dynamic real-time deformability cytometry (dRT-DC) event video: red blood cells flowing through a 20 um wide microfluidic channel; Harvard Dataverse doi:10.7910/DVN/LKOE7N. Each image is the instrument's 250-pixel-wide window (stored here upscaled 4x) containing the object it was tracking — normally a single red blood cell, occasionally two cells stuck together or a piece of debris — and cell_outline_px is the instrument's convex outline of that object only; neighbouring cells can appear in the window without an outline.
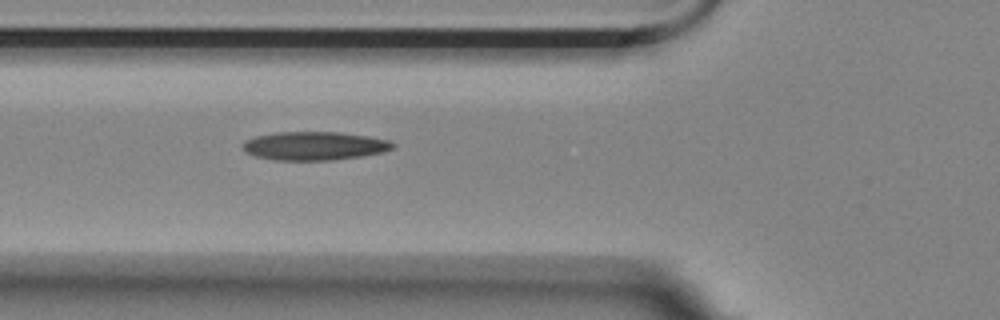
{"species": "Egyptian fruit bat (a non-hibernating species)", "species_latin": "Rousettus aegyptiacus", "temperature_condition": "room temperature", "stored_images_in_passage": 5, "segment_of_instrument_passage": [1, 2], "camera_frame_rate_fps": 3000, "um_per_image_px": 0.085, "animal": {"sex": "female"}, "frame": {"image": 1, "passage_image": 4, "time_ms": 1.0, "image_size_px": [1000, 320], "cell_outline_px": [[396, 148], [384, 152], [364, 156], [332, 160], [276, 160], [256, 156], [244, 152], [244, 140], [256, 136], [276, 132], [340, 132], [368, 136], [388, 140], [396, 144]], "centroid_in_image_um": [26.77, 12.4], "position_along_channel_um": 99.0, "area_um2": 25.09}}